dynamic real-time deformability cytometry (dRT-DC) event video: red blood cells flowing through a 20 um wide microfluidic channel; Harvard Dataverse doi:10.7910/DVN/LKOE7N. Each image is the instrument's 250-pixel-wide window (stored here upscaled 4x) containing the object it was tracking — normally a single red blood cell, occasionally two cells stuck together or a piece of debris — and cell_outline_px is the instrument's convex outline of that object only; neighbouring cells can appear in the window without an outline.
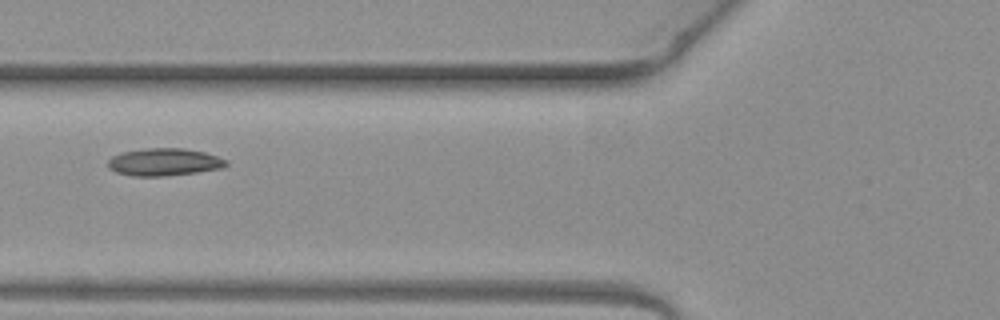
{"species": "common noctule bat (a hibernating species)", "species_latin": "Nyctalus noctula", "temperature_condition": "warm", "stored_images_in_passage": 3, "camera_frame_rate_fps": 3000, "um_per_image_px": 0.085, "animal": {"sex": "female", "body_mass_g": 19.3, "forearm_length_mm": 54.1}, "frame": {"image": 1, "passage_image": 2, "time_ms": 0.333, "image_size_px": [1000, 320], "cell_outline_px": [[228, 164], [224, 168], [196, 172], [164, 176], [132, 176], [116, 172], [108, 168], [108, 160], [112, 156], [124, 152], [144, 148], [184, 148], [204, 152], [228, 160]], "centroid_in_image_um": [13.96, 13.77], "position_along_channel_um": 111.8, "area_um2": 18.96}}
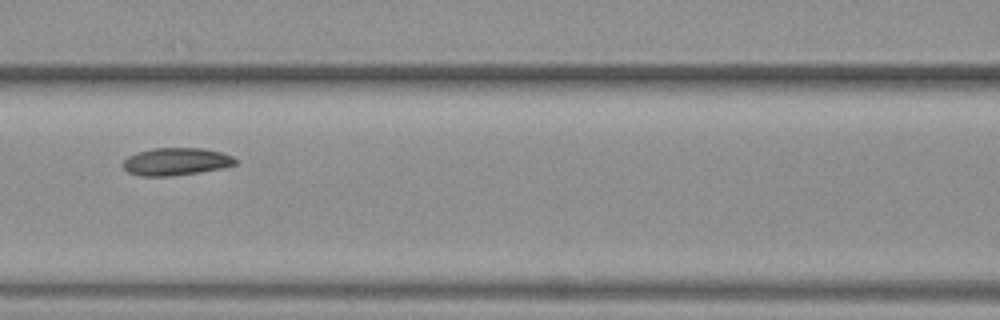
{"frame": {"image": 2, "passage_image": 3, "time_ms": 0.667, "image_size_px": [1000, 320], "cell_outline_px": [[236, 164], [220, 168], [200, 172], [168, 176], [140, 176], [128, 172], [124, 168], [124, 160], [128, 156], [136, 152], [152, 148], [204, 148], [220, 152], [232, 156], [236, 160]], "centroid_in_image_um": [14.94, 13.73], "position_along_channel_um": 151.7, "area_um2": 17.92}}